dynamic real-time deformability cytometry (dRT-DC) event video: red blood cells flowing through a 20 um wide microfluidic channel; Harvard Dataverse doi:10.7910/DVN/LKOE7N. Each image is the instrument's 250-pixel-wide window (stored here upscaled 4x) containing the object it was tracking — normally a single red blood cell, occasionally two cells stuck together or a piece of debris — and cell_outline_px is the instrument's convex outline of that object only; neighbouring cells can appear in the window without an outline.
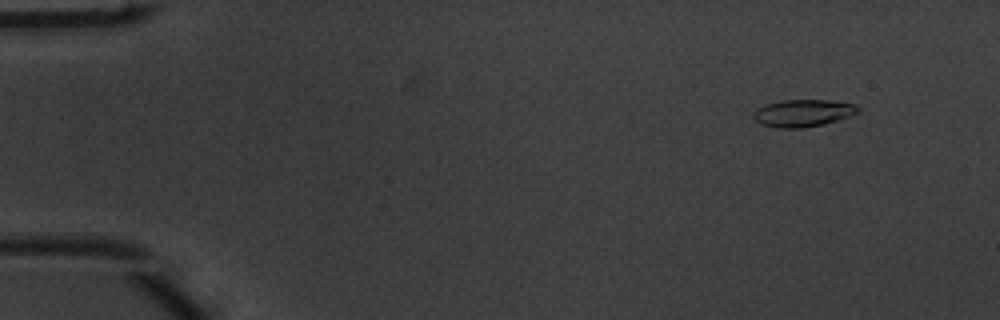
{"species": "common noctule bat (a hibernating species)", "species_latin": "Nyctalus noctula", "temperature_condition": "warm", "stored_images_in_passage": 50, "camera_frame_rate_fps": 3000, "um_per_image_px": 0.085, "animal": {"sex": "male", "body_mass_g": 20.1, "forearm_length_mm": 53.5}, "frame": {"image": 1, "passage_image": 4, "time_ms": 1.0, "image_size_px": [1000, 320], "cell_outline_px": [[860, 112], [836, 120], [820, 124], [800, 128], [780, 128], [760, 124], [752, 116], [752, 112], [756, 108], [780, 100], [828, 100], [856, 104], [860, 108]], "centroid_in_image_um": [68.23, 9.6], "position_along_channel_um": 16.8, "area_um2": 16.47}}
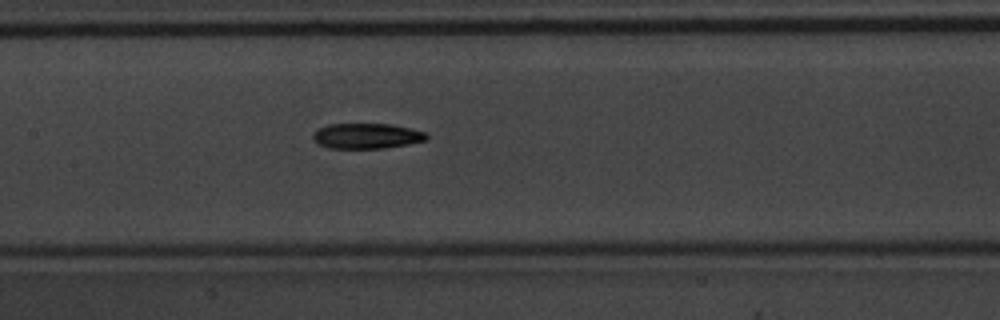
{"frame": {"image": 2, "passage_image": 24, "time_ms": 7.667, "image_size_px": [1000, 320], "cell_outline_px": [[428, 136], [424, 140], [408, 144], [384, 148], [328, 148], [316, 144], [312, 140], [312, 132], [328, 124], [392, 124], [424, 132]], "centroid_in_image_um": [31.08, 11.56], "position_along_channel_um": 176.3, "area_um2": 16.76}}
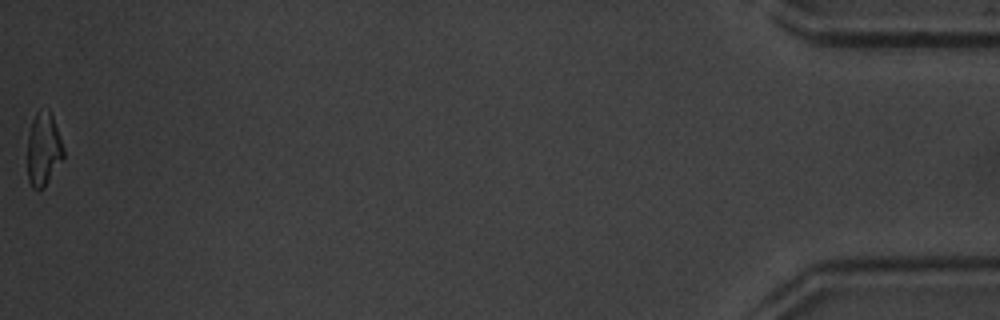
{"frame": {"image": 3, "passage_image": 50, "time_ms": 16.333, "image_size_px": [1000, 320], "cell_outline_px": [[64, 156], [44, 188], [32, 188], [28, 180], [28, 136], [32, 120], [36, 112], [48, 108], [52, 116], [64, 148]], "centroid_in_image_um": [3.69, 12.68], "position_along_channel_um": 431.5, "area_um2": 15.2}, "authors_computed_cell_mechanics": {"area_um2": 16.7042, "velocity_mm_per_s": 4.0265, "shape_relaxation_time_tau1_ms": 3.1574, "shape_relaxation_time_tau2_ms": 8.8152, "deformation_change_tau1": 0.1692, "deformation_change_tau2": 0.207}}